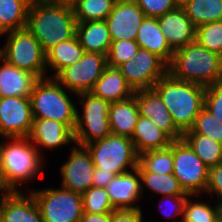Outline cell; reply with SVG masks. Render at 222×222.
<instances>
[{"label": "cell", "instance_id": "38", "mask_svg": "<svg viewBox=\"0 0 222 222\" xmlns=\"http://www.w3.org/2000/svg\"><path fill=\"white\" fill-rule=\"evenodd\" d=\"M139 48L140 47L135 40L112 41L106 56L107 65L109 67H119L121 64L135 56Z\"/></svg>", "mask_w": 222, "mask_h": 222}, {"label": "cell", "instance_id": "29", "mask_svg": "<svg viewBox=\"0 0 222 222\" xmlns=\"http://www.w3.org/2000/svg\"><path fill=\"white\" fill-rule=\"evenodd\" d=\"M137 169L141 176V192L148 188L152 193L160 196L189 195L184 192L178 179L172 174H157L147 172L139 163Z\"/></svg>", "mask_w": 222, "mask_h": 222}, {"label": "cell", "instance_id": "25", "mask_svg": "<svg viewBox=\"0 0 222 222\" xmlns=\"http://www.w3.org/2000/svg\"><path fill=\"white\" fill-rule=\"evenodd\" d=\"M138 155L143 152L169 147L172 139L149 119L139 116L131 137Z\"/></svg>", "mask_w": 222, "mask_h": 222}, {"label": "cell", "instance_id": "20", "mask_svg": "<svg viewBox=\"0 0 222 222\" xmlns=\"http://www.w3.org/2000/svg\"><path fill=\"white\" fill-rule=\"evenodd\" d=\"M37 80L31 72L13 66L0 56V97L30 98Z\"/></svg>", "mask_w": 222, "mask_h": 222}, {"label": "cell", "instance_id": "41", "mask_svg": "<svg viewBox=\"0 0 222 222\" xmlns=\"http://www.w3.org/2000/svg\"><path fill=\"white\" fill-rule=\"evenodd\" d=\"M188 196L189 195H170V196H162V200H164V201H162L161 200V204H162V206H163V203L165 202V205L164 206H168L167 208V210L168 211H164L163 209H161V208H163V207H160V209H161V211H162V214L163 215H165V217H168V218H175L174 220H172V221H169V222H181V220H182V216H183V208H184V204H185V202H186V200H187V198H188ZM169 201V205H168V201ZM166 202H167V204H166ZM170 205H172V206H170ZM165 210H166V208H164ZM171 209V210H170ZM171 212V213H170ZM181 216L180 218H179V220H176L177 218L176 217H178V216ZM165 222H167V221H165Z\"/></svg>", "mask_w": 222, "mask_h": 222}, {"label": "cell", "instance_id": "9", "mask_svg": "<svg viewBox=\"0 0 222 222\" xmlns=\"http://www.w3.org/2000/svg\"><path fill=\"white\" fill-rule=\"evenodd\" d=\"M43 222H80L83 214L82 194L60 188L30 190Z\"/></svg>", "mask_w": 222, "mask_h": 222}, {"label": "cell", "instance_id": "48", "mask_svg": "<svg viewBox=\"0 0 222 222\" xmlns=\"http://www.w3.org/2000/svg\"><path fill=\"white\" fill-rule=\"evenodd\" d=\"M217 204V220L222 222V201L216 202Z\"/></svg>", "mask_w": 222, "mask_h": 222}, {"label": "cell", "instance_id": "42", "mask_svg": "<svg viewBox=\"0 0 222 222\" xmlns=\"http://www.w3.org/2000/svg\"><path fill=\"white\" fill-rule=\"evenodd\" d=\"M205 192L212 198L215 195L217 201H222V162L209 168L208 183Z\"/></svg>", "mask_w": 222, "mask_h": 222}, {"label": "cell", "instance_id": "14", "mask_svg": "<svg viewBox=\"0 0 222 222\" xmlns=\"http://www.w3.org/2000/svg\"><path fill=\"white\" fill-rule=\"evenodd\" d=\"M68 161L62 164L61 187L80 194L92 187L94 164L85 146L73 145Z\"/></svg>", "mask_w": 222, "mask_h": 222}, {"label": "cell", "instance_id": "11", "mask_svg": "<svg viewBox=\"0 0 222 222\" xmlns=\"http://www.w3.org/2000/svg\"><path fill=\"white\" fill-rule=\"evenodd\" d=\"M117 68L134 92L152 89L168 73V64L162 58L142 48Z\"/></svg>", "mask_w": 222, "mask_h": 222}, {"label": "cell", "instance_id": "34", "mask_svg": "<svg viewBox=\"0 0 222 222\" xmlns=\"http://www.w3.org/2000/svg\"><path fill=\"white\" fill-rule=\"evenodd\" d=\"M83 212L91 214L111 213L113 208L106 188L90 187L82 194Z\"/></svg>", "mask_w": 222, "mask_h": 222}, {"label": "cell", "instance_id": "22", "mask_svg": "<svg viewBox=\"0 0 222 222\" xmlns=\"http://www.w3.org/2000/svg\"><path fill=\"white\" fill-rule=\"evenodd\" d=\"M108 116L111 134L131 139L140 116L135 96L110 103Z\"/></svg>", "mask_w": 222, "mask_h": 222}, {"label": "cell", "instance_id": "35", "mask_svg": "<svg viewBox=\"0 0 222 222\" xmlns=\"http://www.w3.org/2000/svg\"><path fill=\"white\" fill-rule=\"evenodd\" d=\"M189 195L183 208L181 222H215L217 220V205L212 207L206 202L191 200Z\"/></svg>", "mask_w": 222, "mask_h": 222}, {"label": "cell", "instance_id": "4", "mask_svg": "<svg viewBox=\"0 0 222 222\" xmlns=\"http://www.w3.org/2000/svg\"><path fill=\"white\" fill-rule=\"evenodd\" d=\"M168 73L175 79L207 87L222 79V56L194 41L174 51Z\"/></svg>", "mask_w": 222, "mask_h": 222}, {"label": "cell", "instance_id": "24", "mask_svg": "<svg viewBox=\"0 0 222 222\" xmlns=\"http://www.w3.org/2000/svg\"><path fill=\"white\" fill-rule=\"evenodd\" d=\"M76 36L86 52L107 56L112 39L105 20L77 23Z\"/></svg>", "mask_w": 222, "mask_h": 222}, {"label": "cell", "instance_id": "21", "mask_svg": "<svg viewBox=\"0 0 222 222\" xmlns=\"http://www.w3.org/2000/svg\"><path fill=\"white\" fill-rule=\"evenodd\" d=\"M90 92L109 103L124 101L134 95L133 89L128 85L119 69L108 65Z\"/></svg>", "mask_w": 222, "mask_h": 222}, {"label": "cell", "instance_id": "17", "mask_svg": "<svg viewBox=\"0 0 222 222\" xmlns=\"http://www.w3.org/2000/svg\"><path fill=\"white\" fill-rule=\"evenodd\" d=\"M115 210L141 209L134 204L141 198V176L137 168L116 175L105 187Z\"/></svg>", "mask_w": 222, "mask_h": 222}, {"label": "cell", "instance_id": "15", "mask_svg": "<svg viewBox=\"0 0 222 222\" xmlns=\"http://www.w3.org/2000/svg\"><path fill=\"white\" fill-rule=\"evenodd\" d=\"M134 96L140 116L153 122L173 141L183 139V133L175 126L170 111L153 88L135 91Z\"/></svg>", "mask_w": 222, "mask_h": 222}, {"label": "cell", "instance_id": "46", "mask_svg": "<svg viewBox=\"0 0 222 222\" xmlns=\"http://www.w3.org/2000/svg\"><path fill=\"white\" fill-rule=\"evenodd\" d=\"M1 197H0V222L4 213V208L6 206V203L8 201V199L16 192L15 190H13L10 187H5V188H1Z\"/></svg>", "mask_w": 222, "mask_h": 222}, {"label": "cell", "instance_id": "10", "mask_svg": "<svg viewBox=\"0 0 222 222\" xmlns=\"http://www.w3.org/2000/svg\"><path fill=\"white\" fill-rule=\"evenodd\" d=\"M173 175L186 194H205L209 167L195 154L184 139L173 141Z\"/></svg>", "mask_w": 222, "mask_h": 222}, {"label": "cell", "instance_id": "6", "mask_svg": "<svg viewBox=\"0 0 222 222\" xmlns=\"http://www.w3.org/2000/svg\"><path fill=\"white\" fill-rule=\"evenodd\" d=\"M4 46L0 48V56L19 69L29 71L38 79L49 77L46 68V55L39 41L25 27L6 32ZM46 72V73H45Z\"/></svg>", "mask_w": 222, "mask_h": 222}, {"label": "cell", "instance_id": "32", "mask_svg": "<svg viewBox=\"0 0 222 222\" xmlns=\"http://www.w3.org/2000/svg\"><path fill=\"white\" fill-rule=\"evenodd\" d=\"M138 163L147 171L157 174L173 173V141L164 149L150 150L139 155Z\"/></svg>", "mask_w": 222, "mask_h": 222}, {"label": "cell", "instance_id": "18", "mask_svg": "<svg viewBox=\"0 0 222 222\" xmlns=\"http://www.w3.org/2000/svg\"><path fill=\"white\" fill-rule=\"evenodd\" d=\"M157 20L167 43L173 51L196 41V26L188 18L183 8L178 7L167 12L157 17Z\"/></svg>", "mask_w": 222, "mask_h": 222}, {"label": "cell", "instance_id": "49", "mask_svg": "<svg viewBox=\"0 0 222 222\" xmlns=\"http://www.w3.org/2000/svg\"><path fill=\"white\" fill-rule=\"evenodd\" d=\"M189 0H174L177 7L182 8Z\"/></svg>", "mask_w": 222, "mask_h": 222}, {"label": "cell", "instance_id": "51", "mask_svg": "<svg viewBox=\"0 0 222 222\" xmlns=\"http://www.w3.org/2000/svg\"><path fill=\"white\" fill-rule=\"evenodd\" d=\"M114 3L129 2L133 0H112Z\"/></svg>", "mask_w": 222, "mask_h": 222}, {"label": "cell", "instance_id": "26", "mask_svg": "<svg viewBox=\"0 0 222 222\" xmlns=\"http://www.w3.org/2000/svg\"><path fill=\"white\" fill-rule=\"evenodd\" d=\"M16 191L7 201L1 222H43L33 195Z\"/></svg>", "mask_w": 222, "mask_h": 222}, {"label": "cell", "instance_id": "28", "mask_svg": "<svg viewBox=\"0 0 222 222\" xmlns=\"http://www.w3.org/2000/svg\"><path fill=\"white\" fill-rule=\"evenodd\" d=\"M31 0H0V35L26 27Z\"/></svg>", "mask_w": 222, "mask_h": 222}, {"label": "cell", "instance_id": "1", "mask_svg": "<svg viewBox=\"0 0 222 222\" xmlns=\"http://www.w3.org/2000/svg\"><path fill=\"white\" fill-rule=\"evenodd\" d=\"M26 28L46 53L53 46L76 36L77 21L71 6L33 0L28 9Z\"/></svg>", "mask_w": 222, "mask_h": 222}, {"label": "cell", "instance_id": "45", "mask_svg": "<svg viewBox=\"0 0 222 222\" xmlns=\"http://www.w3.org/2000/svg\"><path fill=\"white\" fill-rule=\"evenodd\" d=\"M80 222H111V213L91 214L83 212Z\"/></svg>", "mask_w": 222, "mask_h": 222}, {"label": "cell", "instance_id": "36", "mask_svg": "<svg viewBox=\"0 0 222 222\" xmlns=\"http://www.w3.org/2000/svg\"><path fill=\"white\" fill-rule=\"evenodd\" d=\"M196 41L211 52L222 56V20L197 26Z\"/></svg>", "mask_w": 222, "mask_h": 222}, {"label": "cell", "instance_id": "37", "mask_svg": "<svg viewBox=\"0 0 222 222\" xmlns=\"http://www.w3.org/2000/svg\"><path fill=\"white\" fill-rule=\"evenodd\" d=\"M185 133H196L208 136L222 144V123L205 107L201 109L195 118L192 128Z\"/></svg>", "mask_w": 222, "mask_h": 222}, {"label": "cell", "instance_id": "8", "mask_svg": "<svg viewBox=\"0 0 222 222\" xmlns=\"http://www.w3.org/2000/svg\"><path fill=\"white\" fill-rule=\"evenodd\" d=\"M79 97L82 114L77 109L74 129L75 144L85 146L111 134L109 125L110 103L91 92L76 94Z\"/></svg>", "mask_w": 222, "mask_h": 222}, {"label": "cell", "instance_id": "39", "mask_svg": "<svg viewBox=\"0 0 222 222\" xmlns=\"http://www.w3.org/2000/svg\"><path fill=\"white\" fill-rule=\"evenodd\" d=\"M204 107L222 123V79L206 87Z\"/></svg>", "mask_w": 222, "mask_h": 222}, {"label": "cell", "instance_id": "43", "mask_svg": "<svg viewBox=\"0 0 222 222\" xmlns=\"http://www.w3.org/2000/svg\"><path fill=\"white\" fill-rule=\"evenodd\" d=\"M141 209L114 210L111 212V222H143Z\"/></svg>", "mask_w": 222, "mask_h": 222}, {"label": "cell", "instance_id": "27", "mask_svg": "<svg viewBox=\"0 0 222 222\" xmlns=\"http://www.w3.org/2000/svg\"><path fill=\"white\" fill-rule=\"evenodd\" d=\"M84 48L80 45L77 36L62 41L49 49L46 55V68L53 70L54 78L63 68L77 63L85 54Z\"/></svg>", "mask_w": 222, "mask_h": 222}, {"label": "cell", "instance_id": "3", "mask_svg": "<svg viewBox=\"0 0 222 222\" xmlns=\"http://www.w3.org/2000/svg\"><path fill=\"white\" fill-rule=\"evenodd\" d=\"M153 89L170 111L175 126L183 134L190 130L204 107L206 87L175 79L167 73L154 84Z\"/></svg>", "mask_w": 222, "mask_h": 222}, {"label": "cell", "instance_id": "19", "mask_svg": "<svg viewBox=\"0 0 222 222\" xmlns=\"http://www.w3.org/2000/svg\"><path fill=\"white\" fill-rule=\"evenodd\" d=\"M28 138L39 150L40 147L56 149L71 143L75 144L74 131L64 123L53 119L34 118Z\"/></svg>", "mask_w": 222, "mask_h": 222}, {"label": "cell", "instance_id": "13", "mask_svg": "<svg viewBox=\"0 0 222 222\" xmlns=\"http://www.w3.org/2000/svg\"><path fill=\"white\" fill-rule=\"evenodd\" d=\"M33 121L30 98L0 97V138L28 137Z\"/></svg>", "mask_w": 222, "mask_h": 222}, {"label": "cell", "instance_id": "7", "mask_svg": "<svg viewBox=\"0 0 222 222\" xmlns=\"http://www.w3.org/2000/svg\"><path fill=\"white\" fill-rule=\"evenodd\" d=\"M94 167L116 175L137 168L139 155L130 138L110 134L107 137L85 145Z\"/></svg>", "mask_w": 222, "mask_h": 222}, {"label": "cell", "instance_id": "33", "mask_svg": "<svg viewBox=\"0 0 222 222\" xmlns=\"http://www.w3.org/2000/svg\"><path fill=\"white\" fill-rule=\"evenodd\" d=\"M112 0H77L72 6L77 23L105 20L112 11Z\"/></svg>", "mask_w": 222, "mask_h": 222}, {"label": "cell", "instance_id": "30", "mask_svg": "<svg viewBox=\"0 0 222 222\" xmlns=\"http://www.w3.org/2000/svg\"><path fill=\"white\" fill-rule=\"evenodd\" d=\"M183 139L209 168L222 162V144L208 136L184 133Z\"/></svg>", "mask_w": 222, "mask_h": 222}, {"label": "cell", "instance_id": "47", "mask_svg": "<svg viewBox=\"0 0 222 222\" xmlns=\"http://www.w3.org/2000/svg\"><path fill=\"white\" fill-rule=\"evenodd\" d=\"M47 1L72 7L77 0H47Z\"/></svg>", "mask_w": 222, "mask_h": 222}, {"label": "cell", "instance_id": "5", "mask_svg": "<svg viewBox=\"0 0 222 222\" xmlns=\"http://www.w3.org/2000/svg\"><path fill=\"white\" fill-rule=\"evenodd\" d=\"M68 93L55 78L38 79L30 95L33 117L53 119L74 131L77 107Z\"/></svg>", "mask_w": 222, "mask_h": 222}, {"label": "cell", "instance_id": "16", "mask_svg": "<svg viewBox=\"0 0 222 222\" xmlns=\"http://www.w3.org/2000/svg\"><path fill=\"white\" fill-rule=\"evenodd\" d=\"M144 18L143 10L134 0L114 3L112 11L105 19L112 41L135 40Z\"/></svg>", "mask_w": 222, "mask_h": 222}, {"label": "cell", "instance_id": "44", "mask_svg": "<svg viewBox=\"0 0 222 222\" xmlns=\"http://www.w3.org/2000/svg\"><path fill=\"white\" fill-rule=\"evenodd\" d=\"M115 176L116 174L113 172H105L95 167L92 186L105 188Z\"/></svg>", "mask_w": 222, "mask_h": 222}, {"label": "cell", "instance_id": "2", "mask_svg": "<svg viewBox=\"0 0 222 222\" xmlns=\"http://www.w3.org/2000/svg\"><path fill=\"white\" fill-rule=\"evenodd\" d=\"M5 144V140H8ZM43 154L28 137L2 138L0 142V170L7 187L22 191V184L42 174ZM20 189V190H19Z\"/></svg>", "mask_w": 222, "mask_h": 222}, {"label": "cell", "instance_id": "40", "mask_svg": "<svg viewBox=\"0 0 222 222\" xmlns=\"http://www.w3.org/2000/svg\"><path fill=\"white\" fill-rule=\"evenodd\" d=\"M146 17H159L178 8L174 0H134Z\"/></svg>", "mask_w": 222, "mask_h": 222}, {"label": "cell", "instance_id": "31", "mask_svg": "<svg viewBox=\"0 0 222 222\" xmlns=\"http://www.w3.org/2000/svg\"><path fill=\"white\" fill-rule=\"evenodd\" d=\"M182 8L196 27L222 20V0H189Z\"/></svg>", "mask_w": 222, "mask_h": 222}, {"label": "cell", "instance_id": "50", "mask_svg": "<svg viewBox=\"0 0 222 222\" xmlns=\"http://www.w3.org/2000/svg\"><path fill=\"white\" fill-rule=\"evenodd\" d=\"M5 187H6V185H5L4 181H3L1 170H0V189L1 188H5Z\"/></svg>", "mask_w": 222, "mask_h": 222}, {"label": "cell", "instance_id": "23", "mask_svg": "<svg viewBox=\"0 0 222 222\" xmlns=\"http://www.w3.org/2000/svg\"><path fill=\"white\" fill-rule=\"evenodd\" d=\"M135 41L140 48L158 55L167 64L171 62L174 51L167 43L157 18L145 16L139 26Z\"/></svg>", "mask_w": 222, "mask_h": 222}, {"label": "cell", "instance_id": "12", "mask_svg": "<svg viewBox=\"0 0 222 222\" xmlns=\"http://www.w3.org/2000/svg\"><path fill=\"white\" fill-rule=\"evenodd\" d=\"M107 66L106 55L85 52L77 63L63 68L54 78L73 94L90 92Z\"/></svg>", "mask_w": 222, "mask_h": 222}]
</instances>
